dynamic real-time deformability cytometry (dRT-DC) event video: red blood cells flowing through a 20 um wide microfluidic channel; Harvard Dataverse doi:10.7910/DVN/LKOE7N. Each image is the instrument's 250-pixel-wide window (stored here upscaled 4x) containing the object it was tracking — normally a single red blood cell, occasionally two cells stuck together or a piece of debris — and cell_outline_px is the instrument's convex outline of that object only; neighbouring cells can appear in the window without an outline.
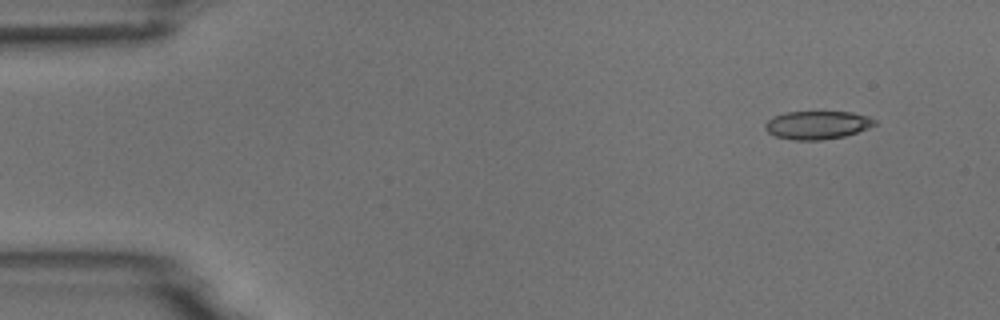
{"species": "common noctule bat (a hibernating species)", "species_latin": "Nyctalus noctula", "temperature_condition": "room temperature", "stored_images_in_passage": 50, "camera_frame_rate_fps": 3000, "um_per_image_px": 0.085, "animal": {"sex": "male", "body_mass_g": 18.8}, "frame": {"image": 1, "passage_image": 1, "time_ms": 0.0, "image_size_px": [1000, 320], "cell_outline_px": [[876, 124], [868, 128], [844, 136], [820, 140], [792, 140], [776, 136], [768, 132], [764, 128], [764, 124], [772, 116], [788, 112], [852, 112], [868, 116], [876, 120]], "centroid_in_image_um": [69.45, 10.62], "position_along_channel_um": 15.6, "area_um2": 17.98}}
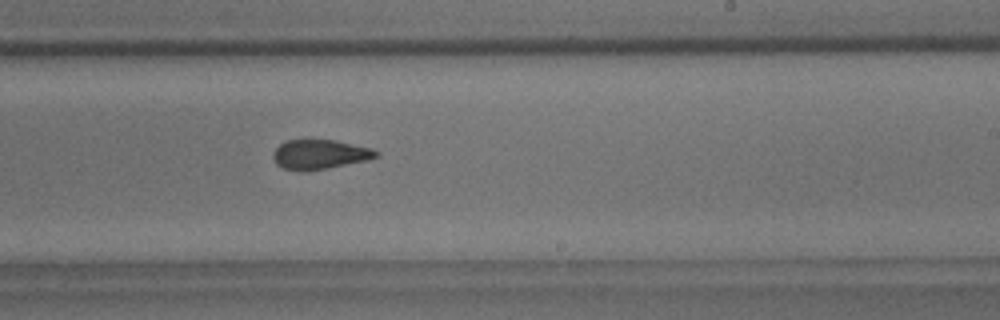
{"frame": {"image": 2, "passage_image": 29, "time_ms": 9.333, "image_size_px": [1000, 320], "cell_outline_px": [[380, 156], [368, 160], [308, 172], [300, 172], [284, 168], [276, 164], [272, 156], [272, 152], [280, 144], [288, 140], [336, 140], [372, 148], [380, 152]], "centroid_in_image_um": [27.2, 13.14], "position_along_channel_um": 261.8, "area_um2": 18.03}}
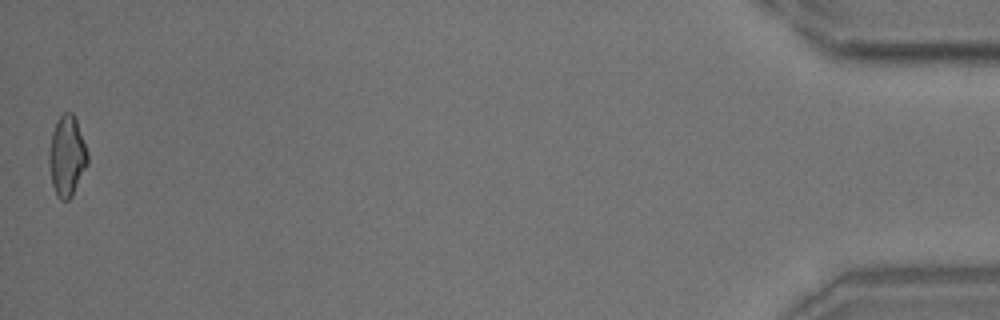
{"frame": {"image": 3, "passage_image": 50, "time_ms": 16.333, "image_size_px": [1000, 320], "cell_outline_px": [[88, 164], [72, 196], [68, 200], [60, 200], [56, 196], [52, 184], [48, 164], [48, 152], [52, 132], [56, 120], [64, 112], [72, 112], [76, 120], [88, 152]], "centroid_in_image_um": [5.67, 13.28], "position_along_channel_um": 429.5, "area_um2": 18.26}, "authors_computed_cell_mechanics": {"area_um2": 18.2937, "velocity_mm_per_s": 3.7416, "shape_relaxation_time_tau1_ms": 10.4277, "shape_relaxation_time_tau2_ms": 1.3278, "deformation_change_tau1": 0.2074, "deformation_change_tau2": 0.0862}}